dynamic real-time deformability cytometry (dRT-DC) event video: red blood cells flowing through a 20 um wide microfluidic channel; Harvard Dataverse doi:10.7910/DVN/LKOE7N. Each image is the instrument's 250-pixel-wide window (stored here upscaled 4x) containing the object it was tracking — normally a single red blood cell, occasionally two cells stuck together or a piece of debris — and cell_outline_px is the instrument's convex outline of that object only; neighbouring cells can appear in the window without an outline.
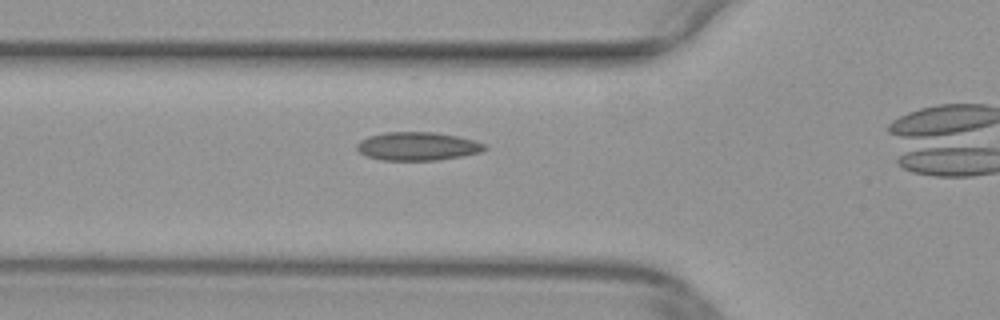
{"species": "common noctule bat (a hibernating species)", "species_latin": "Nyctalus noctula", "temperature_condition": "warm", "stored_images_in_passage": 35, "camera_frame_rate_fps": 3000, "um_per_image_px": 0.085, "animal": {"sex": "female", "body_mass_g": 29.2, "forearm_length_mm": 56.3}, "frame": {"image": 1, "passage_image": 12, "time_ms": 3.667, "image_size_px": [1000, 320], "cell_outline_px": [[488, 148], [480, 152], [464, 156], [440, 160], [380, 160], [368, 156], [360, 152], [356, 148], [356, 144], [360, 140], [368, 136], [384, 132], [436, 132], [456, 136], [488, 144]], "centroid_in_image_um": [35.51, 12.43], "position_along_channel_um": 90.3, "area_um2": 21.27}}
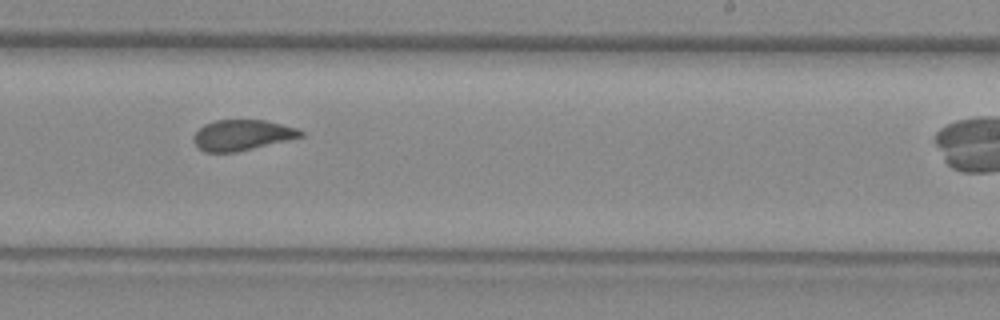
{"frame": {"image": 2, "passage_image": 25, "time_ms": 8.0, "image_size_px": [1000, 320], "cell_outline_px": [[304, 136], [288, 140], [236, 152], [204, 152], [192, 140], [192, 136], [204, 124], [216, 120], [264, 120], [296, 128], [304, 132]], "centroid_in_image_um": [20.56, 11.48], "position_along_channel_um": 268.4, "area_um2": 18.96}}
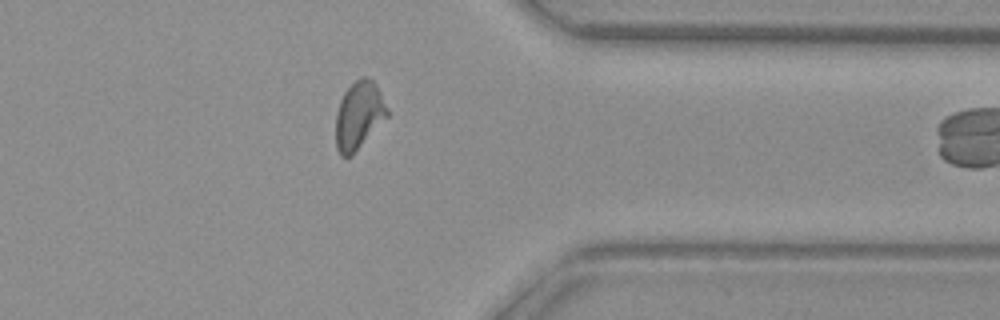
{"frame": {"image": 3, "passage_image": 34, "time_ms": 11.0, "image_size_px": [1000, 320], "cell_outline_px": [[388, 116], [352, 156], [340, 156], [336, 148], [336, 112], [340, 100], [344, 92], [360, 76], [368, 76], [376, 84], [388, 108]], "centroid_in_image_um": [30.5, 9.8], "position_along_channel_um": 380.9, "area_um2": 20.4}}